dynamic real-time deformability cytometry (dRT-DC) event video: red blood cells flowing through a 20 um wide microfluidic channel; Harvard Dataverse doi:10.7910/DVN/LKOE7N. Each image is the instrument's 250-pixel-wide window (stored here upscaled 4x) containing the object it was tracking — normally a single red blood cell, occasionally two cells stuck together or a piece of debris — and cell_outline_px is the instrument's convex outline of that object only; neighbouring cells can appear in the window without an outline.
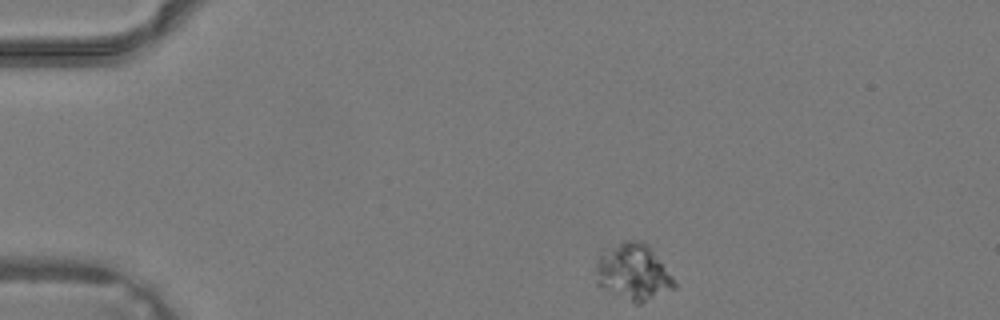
{"species": "common noctule bat (a hibernating species)", "species_latin": "Nyctalus noctula", "temperature_condition": "warm", "stored_images_in_passage": 34, "camera_frame_rate_fps": 3000, "um_per_image_px": 0.085, "animal": {"sex": "male", "body_mass_g": 19.2, "forearm_length_mm": 51.8}, "frame": {"image": 1, "passage_image": 1, "time_ms": 0.0, "image_size_px": [1000, 320], "cell_outline_px": [[676, 288], [640, 304], [632, 304], [596, 284], [596, 264], [600, 256], [624, 240], [636, 240], [648, 244], [676, 284]], "centroid_in_image_um": [53.82, 23.18], "position_along_channel_um": 31.2, "area_um2": 25.32}}
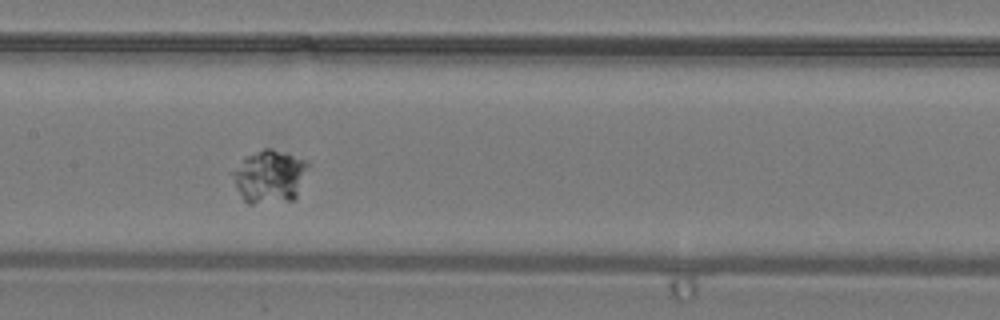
{"frame": {"image": 2, "passage_image": 14, "time_ms": 4.333, "image_size_px": [1000, 320], "cell_outline_px": [[312, 164], [296, 196], [292, 200], [252, 204], [248, 204], [244, 200], [236, 188], [232, 172], [244, 156], [264, 148], [272, 148], [304, 160]], "centroid_in_image_um": [22.93, 14.99], "position_along_channel_um": 184.5, "area_um2": 23.35}}
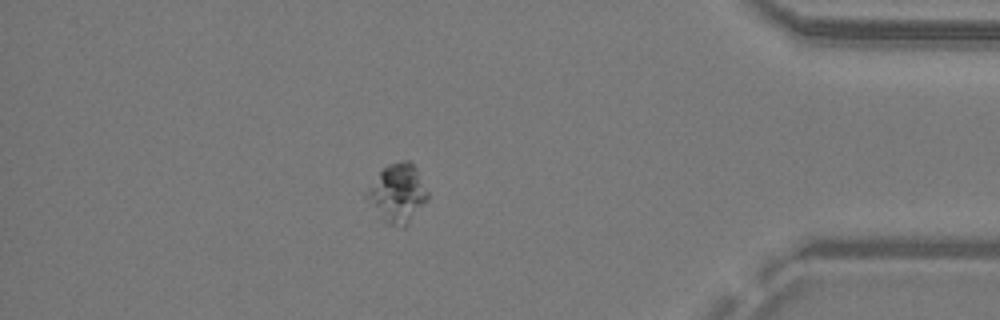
{"frame": {"image": 3, "passage_image": 29, "time_ms": 9.333, "image_size_px": [1000, 320], "cell_outline_px": [[428, 200], [408, 224], [404, 228], [388, 224], [380, 220], [364, 196], [368, 188], [380, 172], [388, 164], [404, 160], [408, 160], [416, 168], [428, 192]], "centroid_in_image_um": [33.78, 16.47], "position_along_channel_um": 401.4, "area_um2": 20.87}}